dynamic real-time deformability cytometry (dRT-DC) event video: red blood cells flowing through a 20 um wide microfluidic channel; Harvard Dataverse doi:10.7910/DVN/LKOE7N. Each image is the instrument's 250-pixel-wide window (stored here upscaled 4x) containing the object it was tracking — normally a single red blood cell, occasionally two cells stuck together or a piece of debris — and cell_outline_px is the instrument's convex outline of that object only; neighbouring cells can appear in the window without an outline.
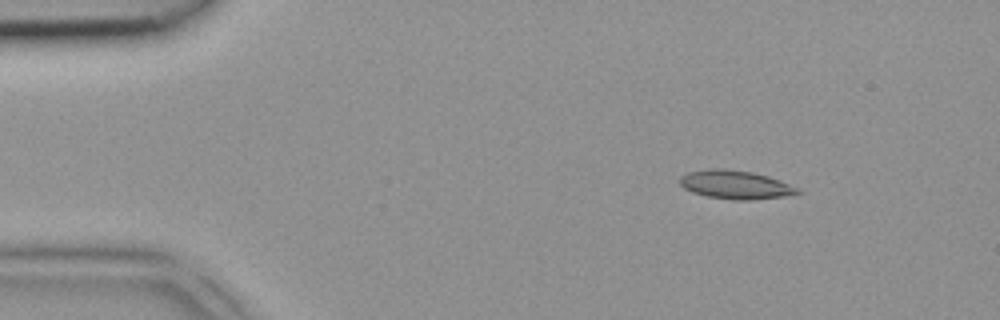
{"species": "common noctule bat (a hibernating species)", "species_latin": "Nyctalus noctula", "temperature_condition": "room temperature", "stored_images_in_passage": 3, "camera_frame_rate_fps": 3000, "um_per_image_px": 0.085, "animal": {"sex": "female", "body_mass_g": 18.4}, "frame": {"image": 1, "passage_image": 1, "time_ms": 0.0, "image_size_px": [1000, 320], "cell_outline_px": [[804, 192], [784, 196], [748, 200], [732, 200], [708, 196], [692, 192], [684, 188], [680, 184], [680, 176], [688, 172], [708, 168], [724, 168], [752, 172], [768, 176], [800, 188]], "centroid_in_image_um": [62.52, 15.69], "position_along_channel_um": 22.5, "area_um2": 19.65}}
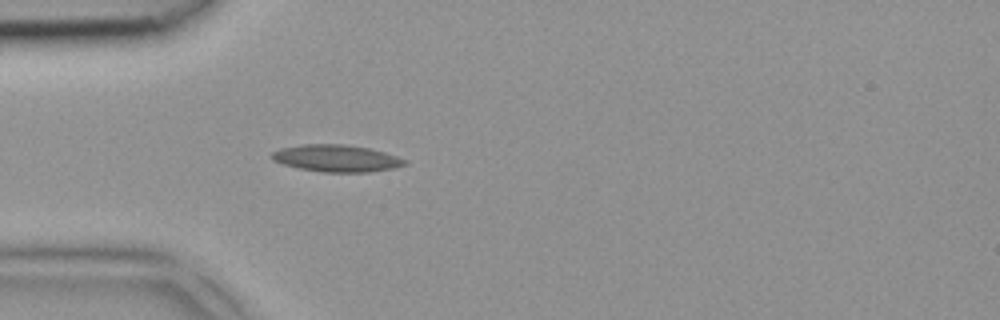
{"frame": {"image": 2, "passage_image": 3, "time_ms": 0.667, "image_size_px": [1000, 320], "cell_outline_px": [[408, 164], [392, 168], [368, 172], [324, 172], [300, 168], [284, 164], [272, 160], [272, 152], [280, 148], [300, 144], [344, 144], [368, 148], [384, 152], [408, 160]], "centroid_in_image_um": [28.6, 13.45], "position_along_channel_um": 56.4, "area_um2": 20.81}}